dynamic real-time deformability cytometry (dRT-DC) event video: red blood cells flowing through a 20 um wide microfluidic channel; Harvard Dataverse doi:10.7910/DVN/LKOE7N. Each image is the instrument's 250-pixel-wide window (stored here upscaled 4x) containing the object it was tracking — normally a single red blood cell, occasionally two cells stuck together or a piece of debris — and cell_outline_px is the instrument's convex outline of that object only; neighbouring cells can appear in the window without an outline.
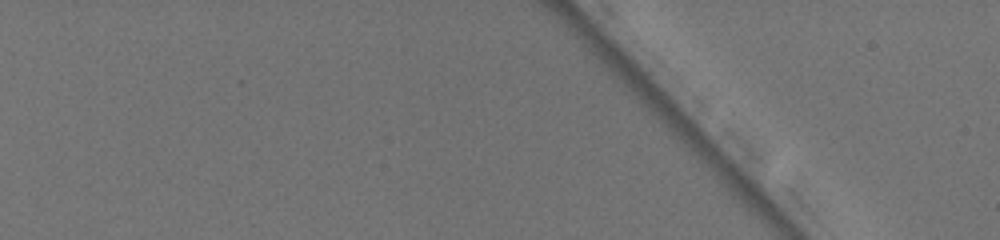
{"species": "common noctule bat (a hibernating species)", "species_latin": "Nyctalus noctula", "temperature_condition": "warm", "stored_images_in_passage": 4, "camera_frame_rate_fps": 3000, "um_per_image_px": 0.085, "animal": {"sex": "female", "body_mass_g": 19.5, "forearm_length_mm": 54.1}, "frame": {"image": 1, "passage_image": 3, "time_ms": 0.667, "image_size_px": [1000, 240], "cell_outline_px": [[944, 92], [928, 124], [920, 136], [916, 136], [912, 132], [896, 112], [908, 96], [920, 84], [940, 84]], "centroid_in_image_um": [78.24, 9.1], "position_along_channel_um": 6.8, "area_um2": 10.4}}